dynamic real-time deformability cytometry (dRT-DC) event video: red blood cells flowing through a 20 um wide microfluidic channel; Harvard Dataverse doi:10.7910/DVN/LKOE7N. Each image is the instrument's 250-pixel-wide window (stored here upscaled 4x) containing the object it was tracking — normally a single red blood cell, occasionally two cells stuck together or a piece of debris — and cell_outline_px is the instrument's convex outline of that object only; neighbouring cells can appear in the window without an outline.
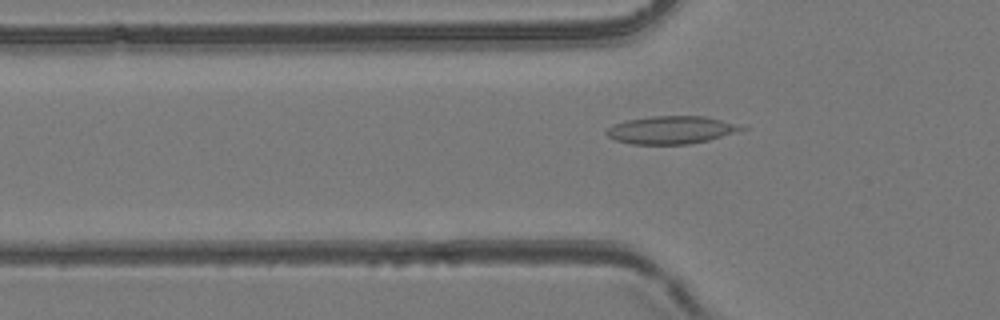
{"species": "common noctule bat (a hibernating species)", "species_latin": "Nyctalus noctula", "temperature_condition": "room temperature", "stored_images_in_passage": 53, "camera_frame_rate_fps": 3000, "um_per_image_px": 0.085, "animal": {"sex": "female", "body_mass_g": 24.6, "forearm_length_mm": 56.2}, "frame": {"image": 1, "passage_image": 18, "time_ms": 5.667, "image_size_px": [1000, 320], "cell_outline_px": [[748, 128], [708, 140], [688, 144], [632, 144], [616, 140], [608, 136], [604, 132], [612, 124], [628, 120], [652, 116], [704, 116], [748, 124]], "centroid_in_image_um": [57.13, 11.03], "position_along_channel_um": 68.7, "area_um2": 22.08}}
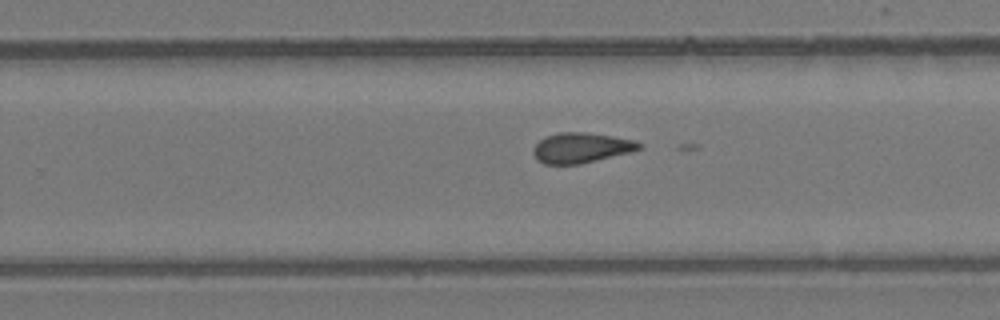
{"frame": {"image": 2, "passage_image": 34, "time_ms": 11.0, "image_size_px": [1000, 320], "cell_outline_px": [[644, 148], [632, 152], [580, 164], [544, 164], [536, 160], [532, 152], [532, 148], [544, 136], [556, 132], [584, 132], [612, 136], [636, 140], [644, 144]], "centroid_in_image_um": [49.41, 12.56], "position_along_channel_um": 280.4, "area_um2": 19.02}}
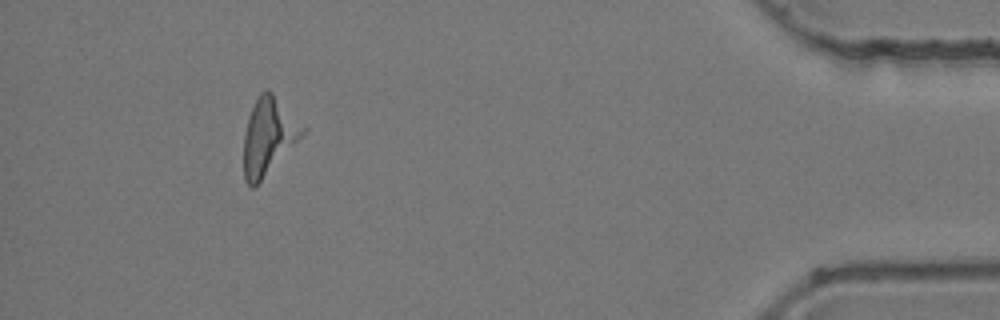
{"frame": {"image": 3, "passage_image": 49, "time_ms": 16.0, "image_size_px": [1000, 320], "cell_outline_px": [[308, 128], [260, 180], [252, 188], [244, 180], [244, 136], [248, 116], [260, 92], [264, 88], [268, 88]], "centroid_in_image_um": [22.81, 11.51], "position_along_channel_um": 412.4, "area_um2": 25.66}}